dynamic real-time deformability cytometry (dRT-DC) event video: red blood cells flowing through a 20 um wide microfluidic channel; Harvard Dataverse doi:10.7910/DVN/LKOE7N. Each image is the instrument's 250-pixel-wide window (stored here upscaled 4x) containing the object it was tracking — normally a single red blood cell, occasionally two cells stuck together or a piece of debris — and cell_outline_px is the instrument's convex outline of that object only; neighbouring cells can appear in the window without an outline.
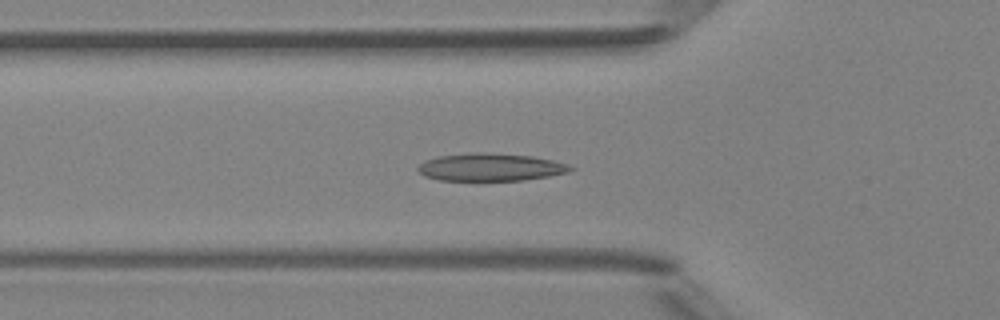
{"species": "Egyptian fruit bat (a non-hibernating species)", "species_latin": "Rousettus aegyptiacus", "temperature_condition": "room temperature", "stored_images_in_passage": 25, "camera_frame_rate_fps": 3000, "um_per_image_px": 0.085, "animal": {"sex": "female"}, "frame": {"image": 1, "passage_image": 16, "time_ms": 5.0, "image_size_px": [1000, 320], "cell_outline_px": [[576, 168], [572, 172], [524, 180], [440, 180], [424, 176], [416, 168], [420, 164], [436, 156], [476, 152], [492, 152], [532, 156], [552, 160], [568, 164]], "centroid_in_image_um": [41.74, 14.2], "position_along_channel_um": 84.1, "area_um2": 24.68}}
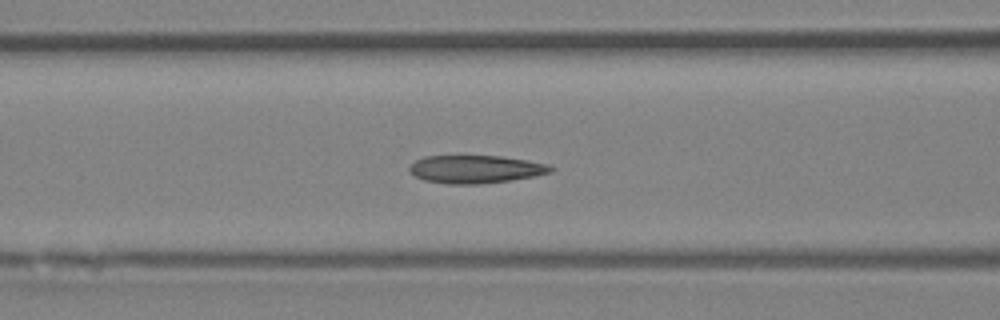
{"frame": {"image": 2, "passage_image": 19, "time_ms": 6.0, "image_size_px": [1000, 320], "cell_outline_px": [[556, 168], [552, 172], [536, 176], [480, 184], [448, 184], [424, 180], [416, 176], [408, 168], [416, 160], [424, 156], [460, 152], [500, 156], [548, 164]], "centroid_in_image_um": [40.39, 14.33], "position_along_channel_um": 126.2, "area_um2": 23.93}}
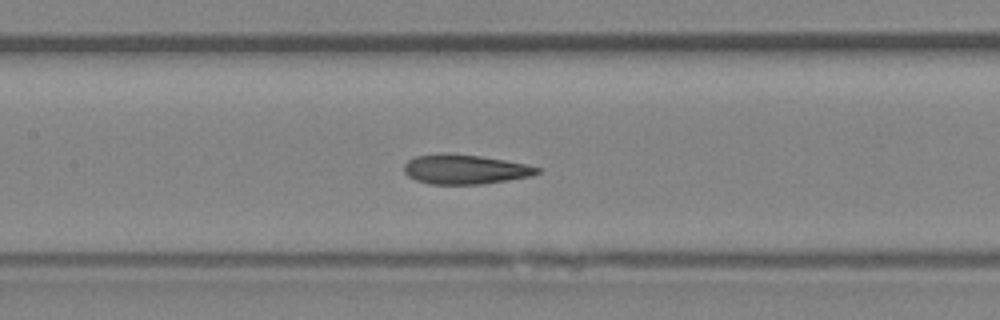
{"frame": {"image": 3, "passage_image": 22, "time_ms": 7.0, "image_size_px": [1000, 320], "cell_outline_px": [[540, 172], [532, 176], [508, 180], [480, 184], [432, 184], [416, 180], [408, 176], [404, 172], [404, 164], [408, 160], [416, 156], [480, 156], [528, 164], [540, 168]], "centroid_in_image_um": [39.59, 14.43], "position_along_channel_um": 167.8, "area_um2": 22.08}}